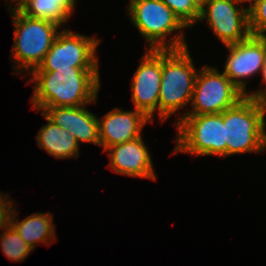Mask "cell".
<instances>
[{"mask_svg":"<svg viewBox=\"0 0 266 266\" xmlns=\"http://www.w3.org/2000/svg\"><path fill=\"white\" fill-rule=\"evenodd\" d=\"M14 27L11 50L13 74H28L43 62L58 33L60 25L43 19H34L20 10L10 11ZM59 29V31H58Z\"/></svg>","mask_w":266,"mask_h":266,"instance_id":"5","label":"cell"},{"mask_svg":"<svg viewBox=\"0 0 266 266\" xmlns=\"http://www.w3.org/2000/svg\"><path fill=\"white\" fill-rule=\"evenodd\" d=\"M29 0H11L10 3H12L13 5H9L8 6V11H14V10H19L25 3H27ZM16 3V4H14ZM13 6V7H12Z\"/></svg>","mask_w":266,"mask_h":266,"instance_id":"23","label":"cell"},{"mask_svg":"<svg viewBox=\"0 0 266 266\" xmlns=\"http://www.w3.org/2000/svg\"><path fill=\"white\" fill-rule=\"evenodd\" d=\"M229 51L223 73L245 95L247 79L261 74L266 60V37L250 35L239 43L225 45ZM246 79V80H244Z\"/></svg>","mask_w":266,"mask_h":266,"instance_id":"10","label":"cell"},{"mask_svg":"<svg viewBox=\"0 0 266 266\" xmlns=\"http://www.w3.org/2000/svg\"><path fill=\"white\" fill-rule=\"evenodd\" d=\"M195 4L201 9L208 0H193Z\"/></svg>","mask_w":266,"mask_h":266,"instance_id":"25","label":"cell"},{"mask_svg":"<svg viewBox=\"0 0 266 266\" xmlns=\"http://www.w3.org/2000/svg\"><path fill=\"white\" fill-rule=\"evenodd\" d=\"M187 27L198 24L200 8L193 0H162Z\"/></svg>","mask_w":266,"mask_h":266,"instance_id":"19","label":"cell"},{"mask_svg":"<svg viewBox=\"0 0 266 266\" xmlns=\"http://www.w3.org/2000/svg\"><path fill=\"white\" fill-rule=\"evenodd\" d=\"M126 12L139 34L145 38L146 49L188 47L183 32L187 27L162 0H130Z\"/></svg>","mask_w":266,"mask_h":266,"instance_id":"2","label":"cell"},{"mask_svg":"<svg viewBox=\"0 0 266 266\" xmlns=\"http://www.w3.org/2000/svg\"><path fill=\"white\" fill-rule=\"evenodd\" d=\"M219 71L217 67L208 64L200 67L190 103L192 109L178 116L179 119L174 125L186 115L222 113L246 97L223 72Z\"/></svg>","mask_w":266,"mask_h":266,"instance_id":"7","label":"cell"},{"mask_svg":"<svg viewBox=\"0 0 266 266\" xmlns=\"http://www.w3.org/2000/svg\"><path fill=\"white\" fill-rule=\"evenodd\" d=\"M16 207V203H14L9 214L8 223L33 250H35L39 243L50 245L56 240V226L53 223L52 213L34 212L19 221Z\"/></svg>","mask_w":266,"mask_h":266,"instance_id":"15","label":"cell"},{"mask_svg":"<svg viewBox=\"0 0 266 266\" xmlns=\"http://www.w3.org/2000/svg\"><path fill=\"white\" fill-rule=\"evenodd\" d=\"M190 54L189 47L162 49L158 101V117L162 123L191 103L198 71Z\"/></svg>","mask_w":266,"mask_h":266,"instance_id":"3","label":"cell"},{"mask_svg":"<svg viewBox=\"0 0 266 266\" xmlns=\"http://www.w3.org/2000/svg\"><path fill=\"white\" fill-rule=\"evenodd\" d=\"M100 39L60 30L43 62L33 71H57L65 68H99L97 47Z\"/></svg>","mask_w":266,"mask_h":266,"instance_id":"8","label":"cell"},{"mask_svg":"<svg viewBox=\"0 0 266 266\" xmlns=\"http://www.w3.org/2000/svg\"><path fill=\"white\" fill-rule=\"evenodd\" d=\"M242 3H248L249 2V6H247V9L249 10L254 4H256L258 1H261V0H241Z\"/></svg>","mask_w":266,"mask_h":266,"instance_id":"24","label":"cell"},{"mask_svg":"<svg viewBox=\"0 0 266 266\" xmlns=\"http://www.w3.org/2000/svg\"><path fill=\"white\" fill-rule=\"evenodd\" d=\"M162 77V49H146L131 80V101L136 110L154 122L158 113Z\"/></svg>","mask_w":266,"mask_h":266,"instance_id":"11","label":"cell"},{"mask_svg":"<svg viewBox=\"0 0 266 266\" xmlns=\"http://www.w3.org/2000/svg\"><path fill=\"white\" fill-rule=\"evenodd\" d=\"M261 77H262V82L263 83V88H259V90H255V91H251L249 93H247V97L252 98V99H256L258 101H262V102H266V60L264 63V66L262 68L261 71Z\"/></svg>","mask_w":266,"mask_h":266,"instance_id":"22","label":"cell"},{"mask_svg":"<svg viewBox=\"0 0 266 266\" xmlns=\"http://www.w3.org/2000/svg\"><path fill=\"white\" fill-rule=\"evenodd\" d=\"M0 246L3 254L13 262H23L33 251L18 234V232L8 223L0 229Z\"/></svg>","mask_w":266,"mask_h":266,"instance_id":"18","label":"cell"},{"mask_svg":"<svg viewBox=\"0 0 266 266\" xmlns=\"http://www.w3.org/2000/svg\"><path fill=\"white\" fill-rule=\"evenodd\" d=\"M86 106L48 107L42 113L55 125L71 133L79 145L85 142L100 146L98 116Z\"/></svg>","mask_w":266,"mask_h":266,"instance_id":"14","label":"cell"},{"mask_svg":"<svg viewBox=\"0 0 266 266\" xmlns=\"http://www.w3.org/2000/svg\"><path fill=\"white\" fill-rule=\"evenodd\" d=\"M240 4L241 0H208L200 9L198 22L205 20L224 46L239 43L251 35L249 10Z\"/></svg>","mask_w":266,"mask_h":266,"instance_id":"9","label":"cell"},{"mask_svg":"<svg viewBox=\"0 0 266 266\" xmlns=\"http://www.w3.org/2000/svg\"><path fill=\"white\" fill-rule=\"evenodd\" d=\"M39 113L42 114L47 123L42 125L35 136L38 147L56 159L64 160L72 157L78 159L80 145L76 138L65 129L55 125L42 112Z\"/></svg>","mask_w":266,"mask_h":266,"instance_id":"16","label":"cell"},{"mask_svg":"<svg viewBox=\"0 0 266 266\" xmlns=\"http://www.w3.org/2000/svg\"><path fill=\"white\" fill-rule=\"evenodd\" d=\"M77 0H29L19 10L34 19L54 22L61 27L68 22Z\"/></svg>","mask_w":266,"mask_h":266,"instance_id":"17","label":"cell"},{"mask_svg":"<svg viewBox=\"0 0 266 266\" xmlns=\"http://www.w3.org/2000/svg\"><path fill=\"white\" fill-rule=\"evenodd\" d=\"M99 68H65L32 71L31 105L42 112L48 107H76L96 103L100 90Z\"/></svg>","mask_w":266,"mask_h":266,"instance_id":"1","label":"cell"},{"mask_svg":"<svg viewBox=\"0 0 266 266\" xmlns=\"http://www.w3.org/2000/svg\"><path fill=\"white\" fill-rule=\"evenodd\" d=\"M176 145L172 154L226 157L224 111L206 115H186L175 124Z\"/></svg>","mask_w":266,"mask_h":266,"instance_id":"6","label":"cell"},{"mask_svg":"<svg viewBox=\"0 0 266 266\" xmlns=\"http://www.w3.org/2000/svg\"><path fill=\"white\" fill-rule=\"evenodd\" d=\"M251 35L266 37V0L258 1L249 9Z\"/></svg>","mask_w":266,"mask_h":266,"instance_id":"20","label":"cell"},{"mask_svg":"<svg viewBox=\"0 0 266 266\" xmlns=\"http://www.w3.org/2000/svg\"><path fill=\"white\" fill-rule=\"evenodd\" d=\"M266 102L244 97L224 111L226 157L266 151Z\"/></svg>","mask_w":266,"mask_h":266,"instance_id":"4","label":"cell"},{"mask_svg":"<svg viewBox=\"0 0 266 266\" xmlns=\"http://www.w3.org/2000/svg\"><path fill=\"white\" fill-rule=\"evenodd\" d=\"M9 197L7 193L0 191V229L9 222V214L14 204Z\"/></svg>","mask_w":266,"mask_h":266,"instance_id":"21","label":"cell"},{"mask_svg":"<svg viewBox=\"0 0 266 266\" xmlns=\"http://www.w3.org/2000/svg\"><path fill=\"white\" fill-rule=\"evenodd\" d=\"M143 112L134 110L123 111L114 108L101 119L98 118L99 140L102 150L133 140L142 136L143 127L152 123Z\"/></svg>","mask_w":266,"mask_h":266,"instance_id":"13","label":"cell"},{"mask_svg":"<svg viewBox=\"0 0 266 266\" xmlns=\"http://www.w3.org/2000/svg\"><path fill=\"white\" fill-rule=\"evenodd\" d=\"M108 167L116 174L157 180L152 157L142 136L107 148Z\"/></svg>","mask_w":266,"mask_h":266,"instance_id":"12","label":"cell"}]
</instances>
